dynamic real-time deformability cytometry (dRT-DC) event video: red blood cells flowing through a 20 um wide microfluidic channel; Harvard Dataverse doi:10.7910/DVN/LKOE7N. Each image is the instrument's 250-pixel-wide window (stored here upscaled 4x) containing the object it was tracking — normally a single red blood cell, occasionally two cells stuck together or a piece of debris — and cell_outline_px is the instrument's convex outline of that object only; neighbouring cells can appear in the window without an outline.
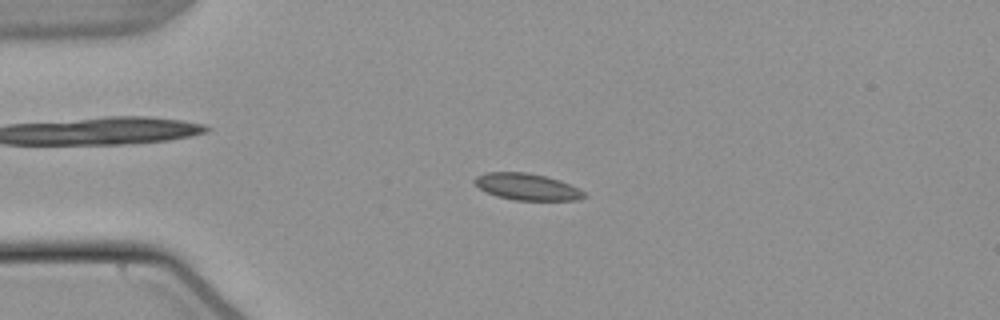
{"species": "common noctule bat (a hibernating species)", "species_latin": "Nyctalus noctula", "temperature_condition": "warm", "stored_images_in_passage": 54, "camera_frame_rate_fps": 3000, "um_per_image_px": 0.085, "animal": {"sex": "male", "body_mass_g": 21.5, "forearm_length_mm": 52.0}, "frame": {"image": 1, "passage_image": 13, "time_ms": 4.0, "image_size_px": [1000, 320], "cell_outline_px": [[588, 196], [580, 200], [512, 200], [496, 196], [480, 188], [472, 180], [476, 176], [484, 172], [528, 172], [548, 176], [560, 180], [584, 192]], "centroid_in_image_um": [44.79, 15.87], "position_along_channel_um": 40.2, "area_um2": 17.11}}
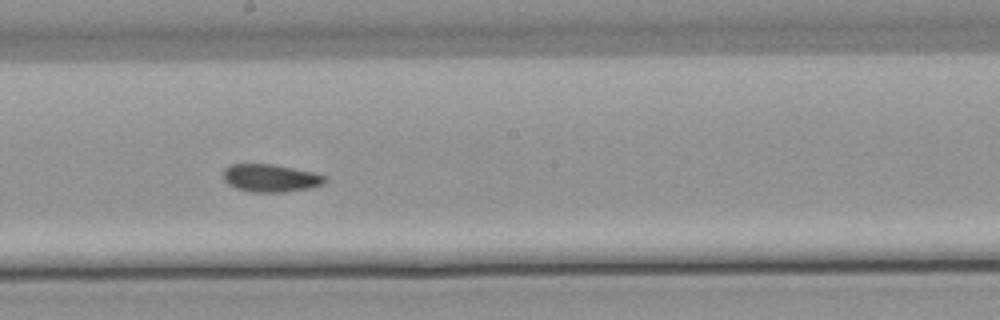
{"frame": {"image": 2, "passage_image": 30, "time_ms": 9.667, "image_size_px": [1000, 320], "cell_outline_px": [[328, 180], [324, 184], [308, 188], [284, 192], [252, 192], [236, 188], [228, 184], [224, 180], [224, 168], [228, 164], [272, 164], [312, 172], [324, 176]], "centroid_in_image_um": [22.97, 15.13], "position_along_channel_um": 225.2, "area_um2": 16.36}}
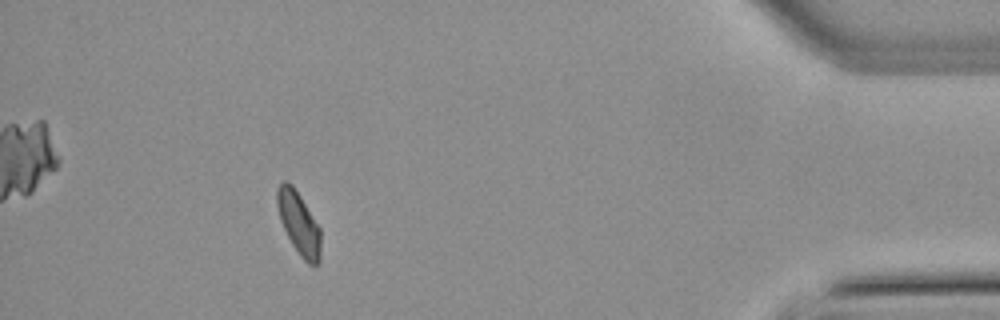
{"frame": {"image": 3, "passage_image": 49, "time_ms": 16.0, "image_size_px": [1000, 320], "cell_outline_px": [[320, 264], [308, 264], [300, 256], [292, 244], [280, 220], [276, 204], [276, 188], [284, 180], [288, 180], [292, 184], [300, 196], [320, 228]], "centroid_in_image_um": [25.38, 18.95], "position_along_channel_um": 409.8, "area_um2": 15.9}, "authors_computed_cell_mechanics": {"area_um2": 16.5597, "velocity_mm_per_s": 3.8039, "shape_relaxation_time_tau1_ms": null, "shape_relaxation_time_tau2_ms": 3.9384, "deformation_change_tau1": null, "deformation_change_tau2": 0.0794}}